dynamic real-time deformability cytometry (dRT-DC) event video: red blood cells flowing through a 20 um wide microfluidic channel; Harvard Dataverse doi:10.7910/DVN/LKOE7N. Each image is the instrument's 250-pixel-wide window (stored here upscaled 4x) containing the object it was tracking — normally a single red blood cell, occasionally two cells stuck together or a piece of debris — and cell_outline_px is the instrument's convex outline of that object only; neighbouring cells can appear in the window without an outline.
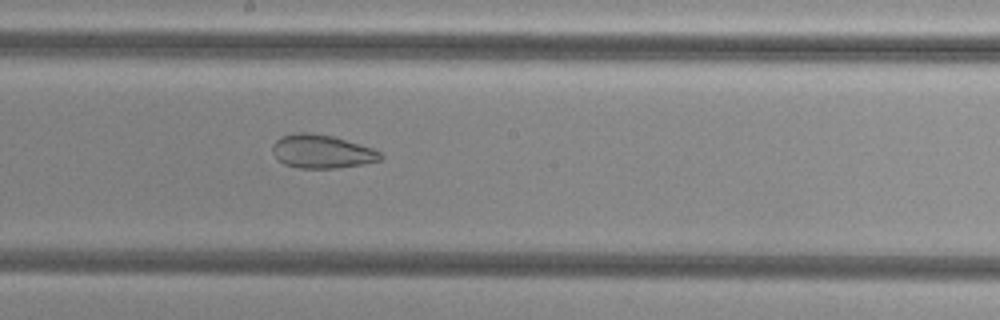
{"species": "common noctule bat (a hibernating species)", "species_latin": "Nyctalus noctula", "temperature_condition": "cold", "stored_images_in_passage": 39, "camera_frame_rate_fps": 3000, "um_per_image_px": 0.085, "animal": {"sex": "female", "body_mass_g": 29.2, "forearm_length_mm": 56.3}, "frame": {"image": 1, "passage_image": 17, "time_ms": 5.333, "image_size_px": [1000, 320], "cell_outline_px": [[384, 156], [380, 160], [364, 164], [336, 168], [300, 168], [284, 164], [272, 152], [272, 144], [280, 136], [296, 132], [308, 132], [332, 136], [372, 148], [380, 152]], "centroid_in_image_um": [27.34, 12.87], "position_along_channel_um": 220.9, "area_um2": 21.04}}
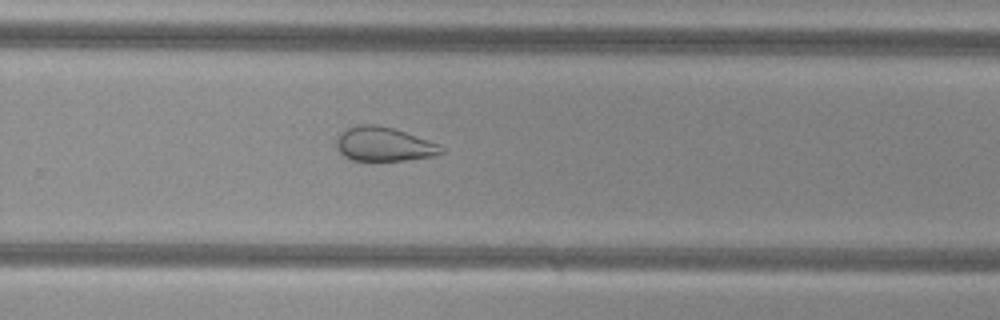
{"frame": {"image": 2, "passage_image": 23, "time_ms": 7.333, "image_size_px": [1000, 320], "cell_outline_px": [[444, 152], [436, 156], [404, 160], [352, 160], [344, 156], [336, 148], [336, 136], [340, 132], [348, 128], [360, 124], [376, 124], [392, 128], [440, 144], [444, 148]], "centroid_in_image_um": [32.62, 12.25], "position_along_channel_um": 297.2, "area_um2": 20.87}, "authors_computed_cell_mechanics": {"area_um2": 25.2586, "velocity_mm_per_s": 3.8219, "shape_relaxation_time_tau1_ms": null, "shape_relaxation_time_tau2_ms": 4.5113, "deformation_change_tau1": null, "deformation_change_tau2": 0.1276}}